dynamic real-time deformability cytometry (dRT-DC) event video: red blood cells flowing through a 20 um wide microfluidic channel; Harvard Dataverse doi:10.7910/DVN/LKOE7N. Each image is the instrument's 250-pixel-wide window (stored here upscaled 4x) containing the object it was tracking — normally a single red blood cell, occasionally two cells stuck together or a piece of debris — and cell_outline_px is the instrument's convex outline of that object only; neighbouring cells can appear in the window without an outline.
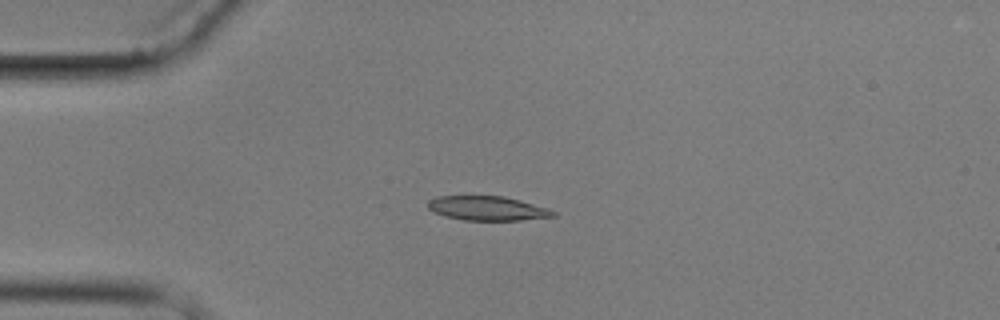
{"species": "common noctule bat (a hibernating species)", "species_latin": "Nyctalus noctula", "temperature_condition": "cold", "stored_images_in_passage": 3, "camera_frame_rate_fps": 3000, "um_per_image_px": 0.085, "animal": {"sex": "male", "body_mass_g": 17.9}, "frame": {"image": 1, "passage_image": 3, "time_ms": 2.333, "image_size_px": [1000, 320], "cell_outline_px": [[556, 216], [520, 220], [464, 220], [444, 216], [428, 208], [428, 200], [436, 196], [504, 196], [520, 200], [548, 208], [556, 212]], "centroid_in_image_um": [41.43, 17.7], "position_along_channel_um": 43.6, "area_um2": 17.69}}